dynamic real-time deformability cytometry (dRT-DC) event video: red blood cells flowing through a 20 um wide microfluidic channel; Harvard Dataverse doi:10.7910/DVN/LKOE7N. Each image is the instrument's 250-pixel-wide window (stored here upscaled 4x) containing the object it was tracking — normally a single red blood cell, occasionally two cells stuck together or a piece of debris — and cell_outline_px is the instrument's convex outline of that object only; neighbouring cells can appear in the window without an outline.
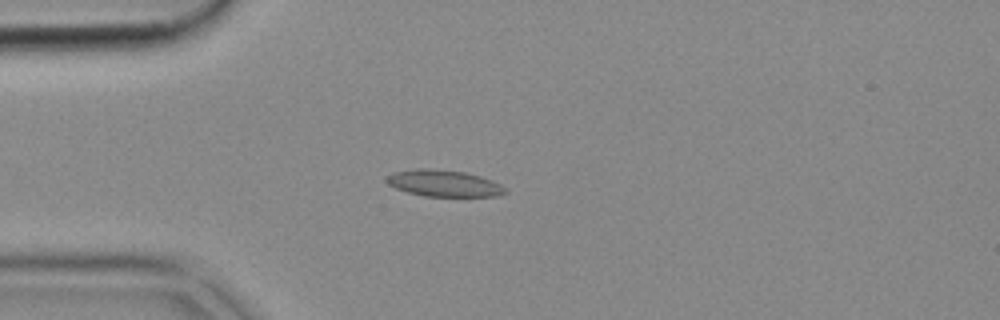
{"species": "common noctule bat (a hibernating species)", "species_latin": "Nyctalus noctula", "temperature_condition": "cold", "stored_images_in_passage": 52, "camera_frame_rate_fps": 3000, "um_per_image_px": 0.085, "animal": {"sex": "female", "body_mass_g": 18.4}, "frame": {"image": 1, "passage_image": 13, "time_ms": 4.0, "image_size_px": [1000, 320], "cell_outline_px": [[508, 192], [496, 196], [424, 196], [408, 192], [396, 188], [388, 184], [384, 180], [392, 172], [416, 168], [428, 168], [464, 172], [480, 176], [492, 180], [500, 184]], "centroid_in_image_um": [37.7, 15.57], "position_along_channel_um": 47.3, "area_um2": 18.32}}
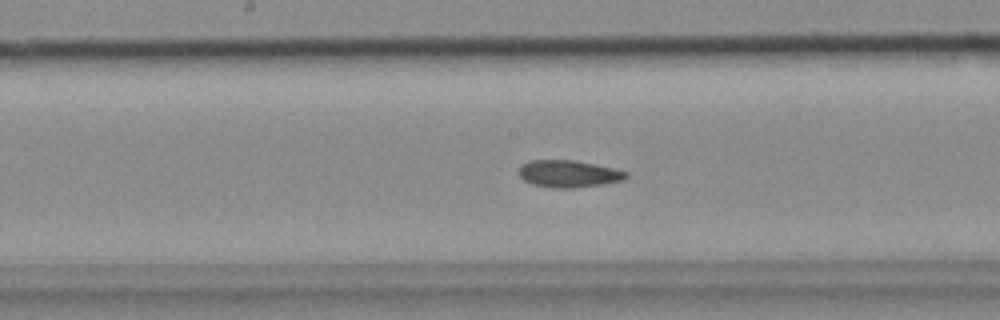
{"frame": {"image": 2, "passage_image": 26, "time_ms": 8.333, "image_size_px": [1000, 320], "cell_outline_px": [[628, 176], [624, 180], [604, 184], [572, 188], [552, 188], [532, 184], [524, 180], [520, 176], [520, 164], [528, 160], [572, 160], [612, 168], [628, 172]], "centroid_in_image_um": [48.31, 14.77], "position_along_channel_um": 199.9, "area_um2": 16.88}}
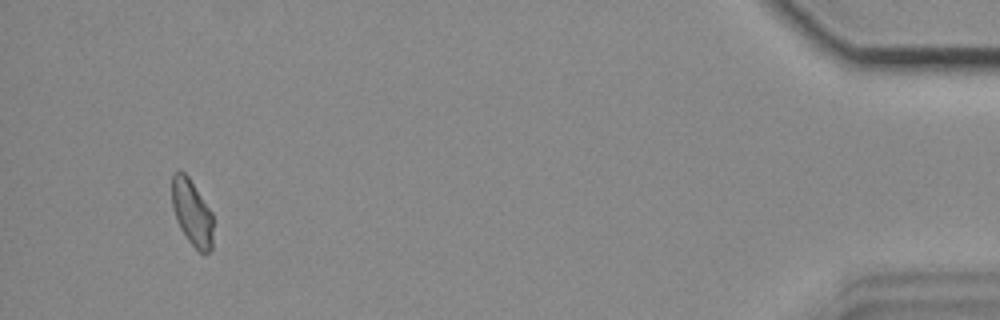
{"frame": {"image": 3, "passage_image": 49, "time_ms": 16.0, "image_size_px": [1000, 320], "cell_outline_px": [[212, 248], [204, 256], [188, 240], [180, 228], [176, 220], [172, 208], [172, 176], [176, 172], [184, 172], [188, 176], [212, 212]], "centroid_in_image_um": [16.31, 18.09], "position_along_channel_um": 418.9, "area_um2": 15.78}}